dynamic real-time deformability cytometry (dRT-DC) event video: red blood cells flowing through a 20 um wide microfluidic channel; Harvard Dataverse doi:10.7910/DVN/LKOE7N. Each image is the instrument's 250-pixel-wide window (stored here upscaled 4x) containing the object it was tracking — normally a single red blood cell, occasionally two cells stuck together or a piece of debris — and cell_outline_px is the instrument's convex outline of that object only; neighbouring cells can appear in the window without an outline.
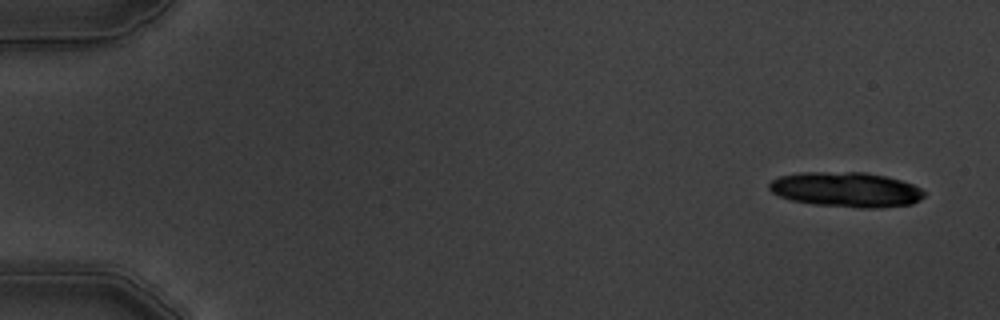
{"species": "common noctule bat (a hibernating species)", "species_latin": "Nyctalus noctula", "temperature_condition": "warm", "stored_images_in_passage": 5, "camera_frame_rate_fps": 3000, "um_per_image_px": 0.085, "animal": {"sex": "male", "body_mass_g": 19.5, "forearm_length_mm": 54.6}, "frame": {"image": 1, "passage_image": 1, "time_ms": 0.0, "image_size_px": [1000, 320], "cell_outline_px": [[924, 196], [920, 200], [912, 204], [880, 208], [860, 208], [812, 204], [792, 200], [780, 196], [772, 192], [768, 188], [768, 184], [772, 180], [780, 176], [800, 172], [864, 172], [888, 176], [912, 184], [920, 188], [924, 192]], "centroid_in_image_um": [71.93, 16.11], "position_along_channel_um": 13.1, "area_um2": 31.73}}